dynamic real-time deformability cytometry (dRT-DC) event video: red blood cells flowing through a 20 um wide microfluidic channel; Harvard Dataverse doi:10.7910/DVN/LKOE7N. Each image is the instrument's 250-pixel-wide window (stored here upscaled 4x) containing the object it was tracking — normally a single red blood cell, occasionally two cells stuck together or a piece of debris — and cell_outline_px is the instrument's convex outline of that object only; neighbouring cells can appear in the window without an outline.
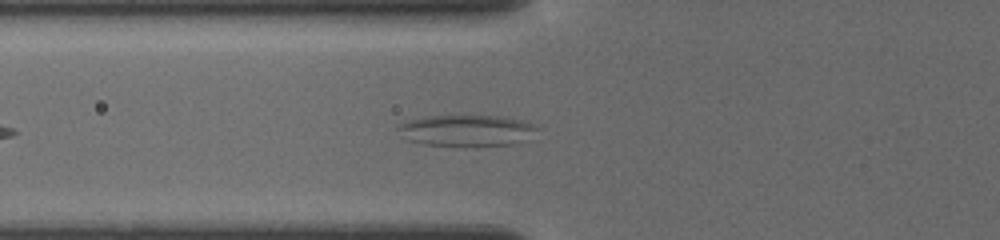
{"species": "common noctule bat (a hibernating species)", "species_latin": "Nyctalus noctula", "temperature_condition": "cold", "stored_images_in_passage": 25, "camera_frame_rate_fps": 3000, "um_per_image_px": 0.085, "animal": {"sex": "female", "body_mass_g": 19.5, "forearm_length_mm": 54.1}, "frame": {"image": 1, "passage_image": 14, "time_ms": 6.0, "image_size_px": [1000, 240], "cell_outline_px": [[540, 128], [528, 140], [512, 144], [464, 148], [424, 144], [408, 140], [396, 128], [396, 124], [408, 120], [424, 116], [500, 116], [520, 120], [532, 124]], "centroid_in_image_um": [39.66, 11.12], "position_along_channel_um": 86.1, "area_um2": 26.07}}
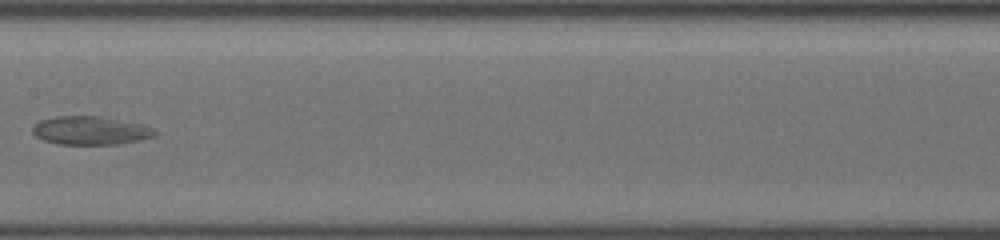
{"frame": {"image": 2, "passage_image": 22, "time_ms": 9.0, "image_size_px": [1000, 240], "cell_outline_px": [[156, 136], [140, 140], [116, 144], [60, 144], [44, 140], [36, 136], [32, 132], [32, 128], [40, 120], [56, 116], [100, 116], [144, 124], [152, 128], [156, 132]], "centroid_in_image_um": [7.71, 11.09], "position_along_channel_um": 199.7, "area_um2": 20.23}}
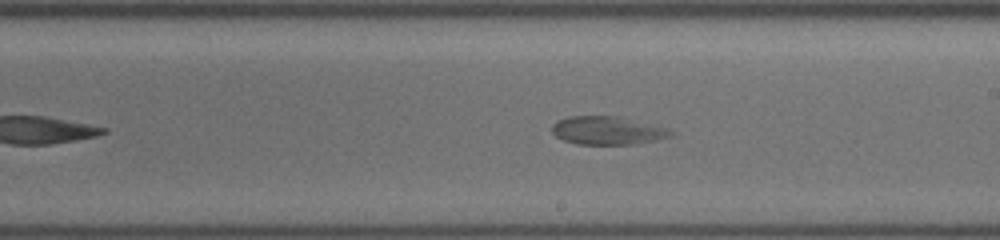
{"frame": {"image": 3, "passage_image": 24, "time_ms": 10.0, "image_size_px": [1000, 240], "cell_outline_px": [[676, 132], [672, 136], [632, 144], [576, 144], [564, 140], [556, 136], [552, 132], [552, 124], [556, 120], [568, 116], [616, 116], [664, 128]], "centroid_in_image_um": [51.55, 11.09], "position_along_channel_um": 237.4, "area_um2": 19.19}}